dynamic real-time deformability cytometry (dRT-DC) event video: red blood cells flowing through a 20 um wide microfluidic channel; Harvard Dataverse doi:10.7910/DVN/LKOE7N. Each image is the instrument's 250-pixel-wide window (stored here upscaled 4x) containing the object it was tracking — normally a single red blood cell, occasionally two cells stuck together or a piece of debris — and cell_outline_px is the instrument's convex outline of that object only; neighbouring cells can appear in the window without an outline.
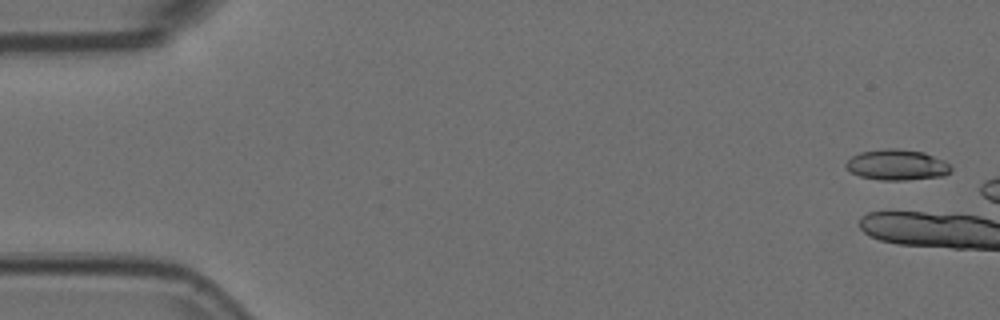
{"species": "Egyptian fruit bat (a non-hibernating species)", "species_latin": "Rousettus aegyptiacus", "temperature_condition": "room temperature", "stored_images_in_passage": 7, "camera_frame_rate_fps": 3000, "um_per_image_px": 0.085, "animal": {"sex": "female"}, "frame": {"image": 1, "passage_image": 2, "time_ms": 0.333, "image_size_px": [1000, 320], "cell_outline_px": [[952, 172], [944, 176], [908, 180], [880, 180], [860, 176], [852, 172], [844, 164], [852, 156], [860, 152], [888, 148], [896, 148], [924, 152], [944, 160], [952, 168]], "centroid_in_image_um": [76.28, 14.01], "position_along_channel_um": 8.7, "area_um2": 18.84}}